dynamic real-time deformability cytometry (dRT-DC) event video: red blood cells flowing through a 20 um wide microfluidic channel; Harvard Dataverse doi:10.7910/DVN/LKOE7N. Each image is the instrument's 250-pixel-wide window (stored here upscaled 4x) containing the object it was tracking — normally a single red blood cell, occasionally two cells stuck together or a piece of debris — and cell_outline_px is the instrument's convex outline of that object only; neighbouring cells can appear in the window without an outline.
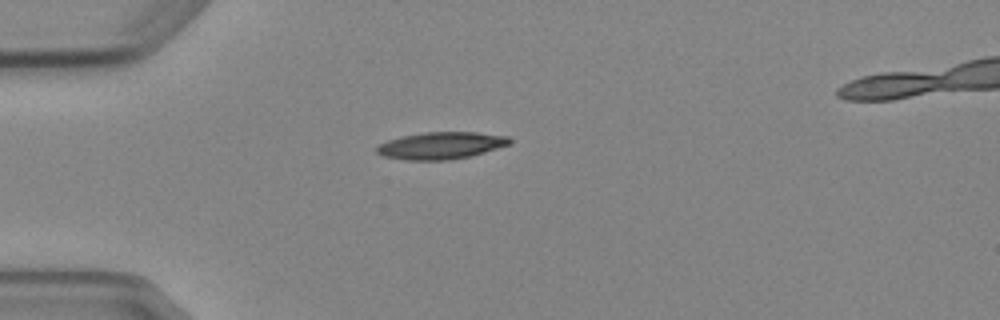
{"species": "Egyptian fruit bat (a non-hibernating species)", "species_latin": "Rousettus aegyptiacus", "temperature_condition": "cold", "stored_images_in_passage": 1, "camera_frame_rate_fps": 3000, "um_per_image_px": 0.085, "animal": {"sex": "female"}, "frame": {"image": 1, "passage_image": 1, "time_ms": 0.0, "image_size_px": [1000, 320], "cell_outline_px": [[512, 144], [484, 152], [452, 160], [404, 160], [384, 156], [376, 152], [376, 148], [380, 144], [388, 140], [400, 136], [424, 132], [476, 132], [508, 136], [512, 140]], "centroid_in_image_um": [37.5, 12.37], "position_along_channel_um": 47.5, "area_um2": 21.04}}